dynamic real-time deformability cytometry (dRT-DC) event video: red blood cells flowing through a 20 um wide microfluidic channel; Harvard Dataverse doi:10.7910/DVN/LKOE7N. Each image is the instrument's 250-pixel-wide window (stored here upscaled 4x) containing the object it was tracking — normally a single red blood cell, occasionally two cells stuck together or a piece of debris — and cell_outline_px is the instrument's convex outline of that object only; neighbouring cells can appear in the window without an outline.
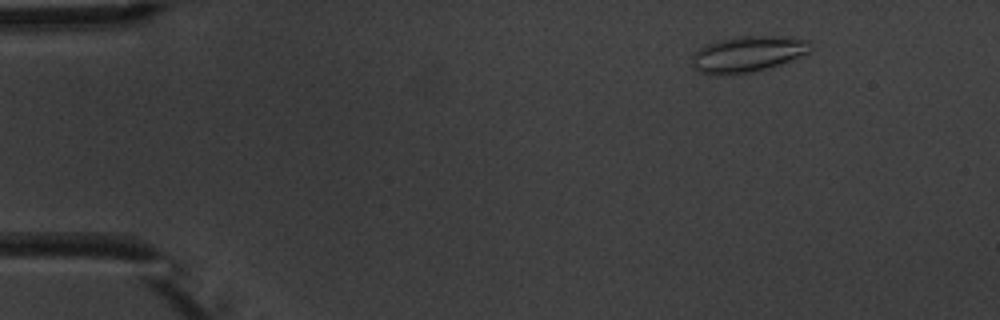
{"species": "common noctule bat (a hibernating species)", "species_latin": "Nyctalus noctula", "temperature_condition": "warm", "stored_images_in_passage": 6, "camera_frame_rate_fps": 3000, "um_per_image_px": 0.085, "animal": {"sex": "male", "body_mass_g": 20.1, "forearm_length_mm": 53.5}, "frame": {"image": 1, "passage_image": 3, "time_ms": 2.0, "image_size_px": [1000, 320], "cell_outline_px": [[812, 48], [808, 52], [792, 60], [768, 68], [752, 72], [724, 76], [720, 76], [700, 72], [692, 68], [692, 52], [708, 44], [720, 40], [740, 36], [792, 36], [808, 40], [812, 44]], "centroid_in_image_um": [63.56, 4.6], "position_along_channel_um": 21.4, "area_um2": 25.2}}
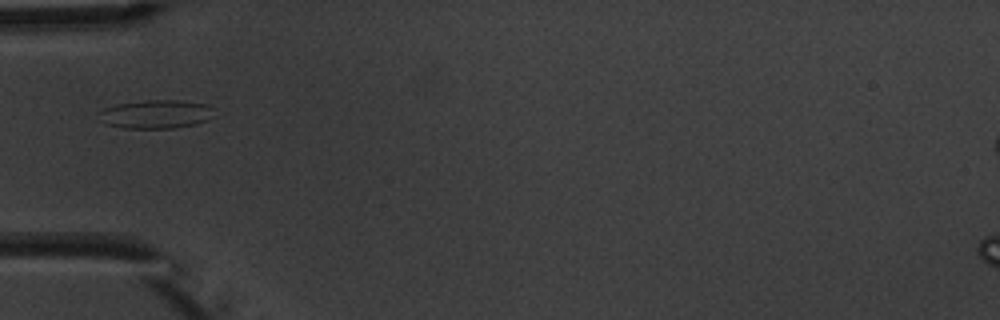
{"frame": {"image": 2, "passage_image": 6, "time_ms": 5.667, "image_size_px": [1000, 320], "cell_outline_px": [[212, 108], [208, 120], [196, 124], [172, 128], [124, 128], [108, 124], [100, 112], [104, 108], [116, 104], [144, 100], [176, 100], [208, 104]], "centroid_in_image_um": [13.29, 9.69], "position_along_channel_um": 71.7, "area_um2": 18.73}}